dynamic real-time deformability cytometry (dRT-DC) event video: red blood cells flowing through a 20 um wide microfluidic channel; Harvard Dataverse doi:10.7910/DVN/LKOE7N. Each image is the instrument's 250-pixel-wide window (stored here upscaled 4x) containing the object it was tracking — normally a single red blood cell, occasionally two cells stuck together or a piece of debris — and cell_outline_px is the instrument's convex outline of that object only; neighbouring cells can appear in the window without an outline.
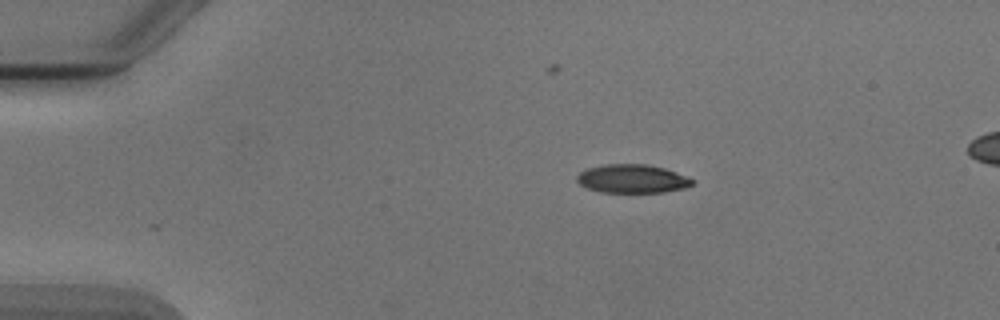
{"species": "Egyptian fruit bat (a non-hibernating species)", "species_latin": "Rousettus aegyptiacus", "temperature_condition": "cold", "stored_images_in_passage": 2, "camera_frame_rate_fps": 3000, "um_per_image_px": 0.085, "animal": {"sex": "male"}, "frame": {"image": 1, "passage_image": 2, "time_ms": 1.333, "image_size_px": [1000, 320], "cell_outline_px": [[696, 180], [692, 184], [684, 188], [664, 192], [600, 192], [588, 188], [580, 184], [576, 180], [576, 176], [580, 172], [588, 168], [604, 164], [644, 164], [664, 168], [676, 172]], "centroid_in_image_um": [53.74, 15.19], "position_along_channel_um": 31.3, "area_um2": 19.13}}